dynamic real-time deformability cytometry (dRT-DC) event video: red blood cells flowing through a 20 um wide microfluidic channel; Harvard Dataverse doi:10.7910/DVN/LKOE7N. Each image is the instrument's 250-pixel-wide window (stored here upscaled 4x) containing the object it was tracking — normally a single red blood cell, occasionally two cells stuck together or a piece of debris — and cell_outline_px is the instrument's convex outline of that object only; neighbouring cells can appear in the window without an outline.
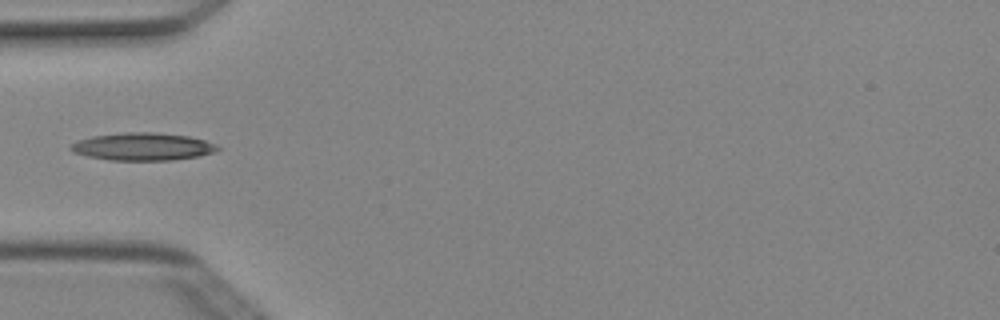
{"species": "Egyptian fruit bat (a non-hibernating species)", "species_latin": "Rousettus aegyptiacus", "temperature_condition": "cold", "stored_images_in_passage": 6, "camera_frame_rate_fps": 3000, "um_per_image_px": 0.085, "animal": {"sex": "female"}, "frame": {"image": 1, "passage_image": 5, "time_ms": 1.333, "image_size_px": [1000, 320], "cell_outline_px": [[220, 148], [212, 152], [200, 156], [172, 160], [108, 160], [88, 156], [72, 152], [68, 148], [76, 140], [92, 136], [124, 132], [156, 132], [188, 136], [204, 140], [216, 144]], "centroid_in_image_um": [12.09, 12.46], "position_along_channel_um": 72.9, "area_um2": 23.7}}
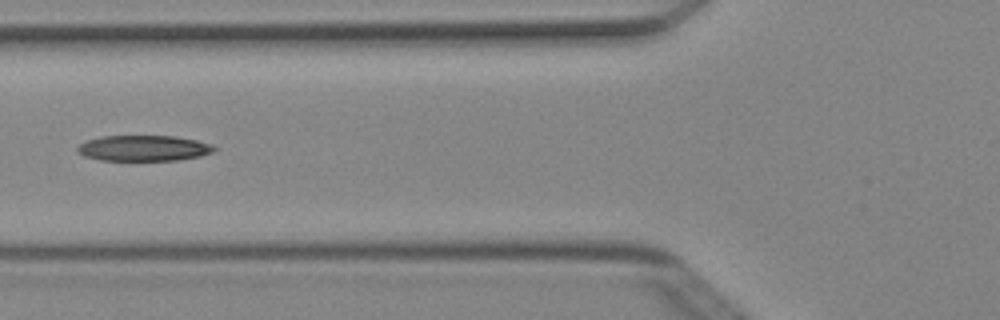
{"frame": {"image": 2, "passage_image": 6, "time_ms": 1.667, "image_size_px": [1000, 320], "cell_outline_px": [[216, 148], [212, 152], [200, 156], [176, 160], [100, 160], [84, 156], [76, 152], [76, 148], [80, 144], [88, 140], [100, 136], [176, 136], [196, 140], [212, 144]], "centroid_in_image_um": [12.19, 12.59], "position_along_channel_um": 113.6, "area_um2": 20.46}}